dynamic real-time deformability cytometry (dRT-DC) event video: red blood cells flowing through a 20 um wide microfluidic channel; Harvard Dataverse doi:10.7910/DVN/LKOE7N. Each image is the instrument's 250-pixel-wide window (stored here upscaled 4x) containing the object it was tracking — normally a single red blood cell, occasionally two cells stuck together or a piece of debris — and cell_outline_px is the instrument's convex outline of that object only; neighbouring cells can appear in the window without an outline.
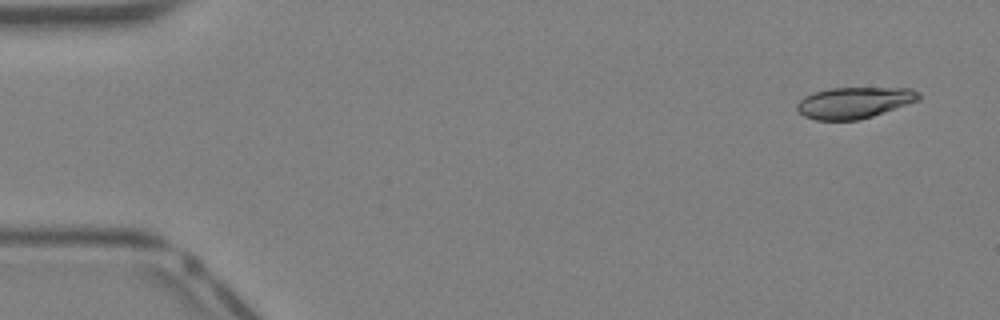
{"species": "Egyptian fruit bat (a non-hibernating species)", "species_latin": "Rousettus aegyptiacus", "temperature_condition": "warm", "stored_images_in_passage": 12, "camera_frame_rate_fps": 3000, "um_per_image_px": 0.085, "animal": {"sex": "female"}, "frame": {"image": 1, "passage_image": 1, "time_ms": 0.0, "image_size_px": [1000, 320], "cell_outline_px": [[920, 100], [860, 120], [816, 120], [804, 116], [796, 108], [796, 104], [804, 96], [828, 88], [912, 88], [920, 92]], "centroid_in_image_um": [72.62, 8.72], "position_along_channel_um": 12.4, "area_um2": 22.2}}
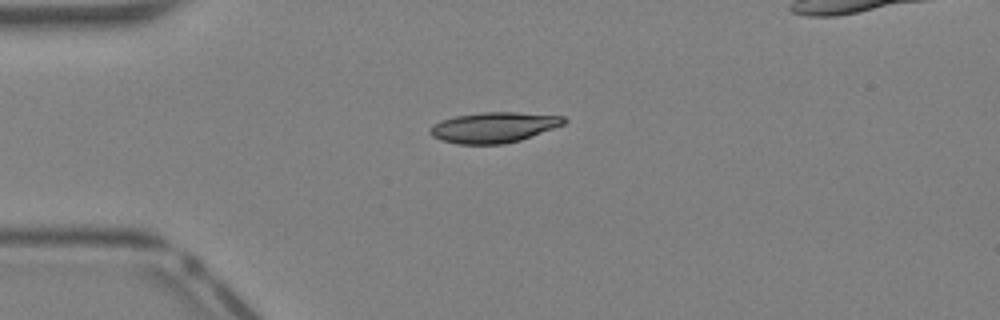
{"frame": {"image": 2, "passage_image": 9, "time_ms": 2.667, "image_size_px": [1000, 320], "cell_outline_px": [[568, 120], [564, 124], [520, 140], [504, 144], [456, 144], [432, 136], [428, 132], [428, 128], [432, 124], [440, 120], [456, 116], [484, 112], [516, 112], [564, 116]], "centroid_in_image_um": [41.94, 10.82], "position_along_channel_um": 43.1, "area_um2": 23.76}}